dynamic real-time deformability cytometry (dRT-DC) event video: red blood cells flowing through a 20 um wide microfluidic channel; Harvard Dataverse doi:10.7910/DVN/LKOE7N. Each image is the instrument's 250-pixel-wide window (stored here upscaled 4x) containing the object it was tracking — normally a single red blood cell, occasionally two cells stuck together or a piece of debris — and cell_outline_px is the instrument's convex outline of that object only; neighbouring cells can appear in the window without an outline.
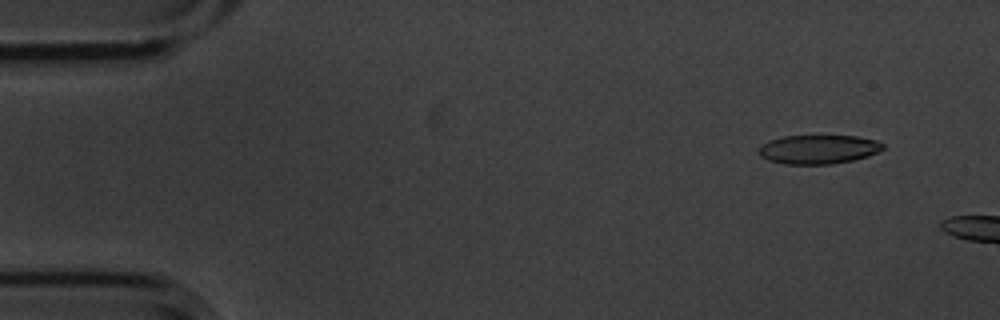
{"species": "common noctule bat (a hibernating species)", "species_latin": "Nyctalus noctula", "temperature_condition": "cold", "stored_images_in_passage": 3, "camera_frame_rate_fps": 3000, "um_per_image_px": 0.085, "animal": {"sex": "male", "body_mass_g": 20.1, "forearm_length_mm": 53.5}, "frame": {"image": 1, "passage_image": 2, "time_ms": 0.333, "image_size_px": [1000, 320], "cell_outline_px": [[884, 148], [868, 156], [852, 160], [832, 164], [784, 164], [768, 160], [760, 156], [756, 152], [768, 140], [784, 136], [856, 136], [876, 140], [884, 144]], "centroid_in_image_um": [69.54, 12.69], "position_along_channel_um": 15.5, "area_um2": 20.92}}